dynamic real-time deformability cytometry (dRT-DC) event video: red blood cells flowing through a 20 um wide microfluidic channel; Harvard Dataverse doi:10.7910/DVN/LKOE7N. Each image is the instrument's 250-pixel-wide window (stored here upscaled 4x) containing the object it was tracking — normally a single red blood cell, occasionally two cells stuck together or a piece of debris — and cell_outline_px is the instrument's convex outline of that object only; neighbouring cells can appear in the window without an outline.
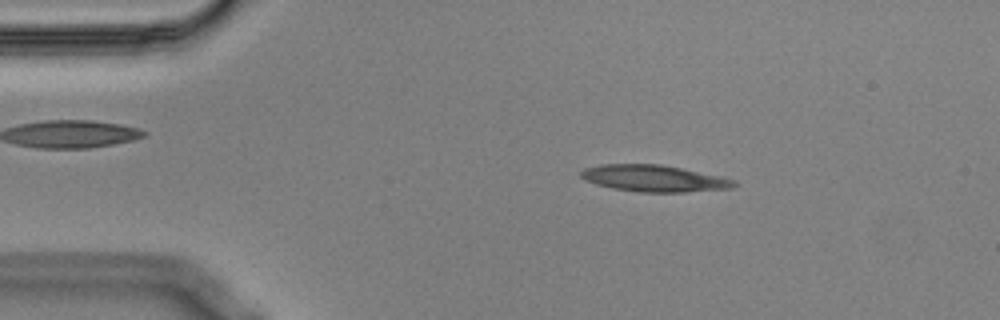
{"species": "Egyptian fruit bat (a non-hibernating species)", "species_latin": "Rousettus aegyptiacus", "temperature_condition": "cold", "stored_images_in_passage": 54, "camera_frame_rate_fps": 3000, "um_per_image_px": 0.085, "animal": {"sex": "male"}, "frame": {"image": 1, "passage_image": 8, "time_ms": 2.333, "image_size_px": [1000, 320], "cell_outline_px": [[740, 184], [732, 188], [684, 192], [640, 192], [612, 188], [596, 184], [584, 180], [580, 176], [580, 172], [584, 168], [600, 164], [660, 164], [724, 176], [736, 180]], "centroid_in_image_um": [55.63, 15.16], "position_along_channel_um": 29.4, "area_um2": 24.04}}
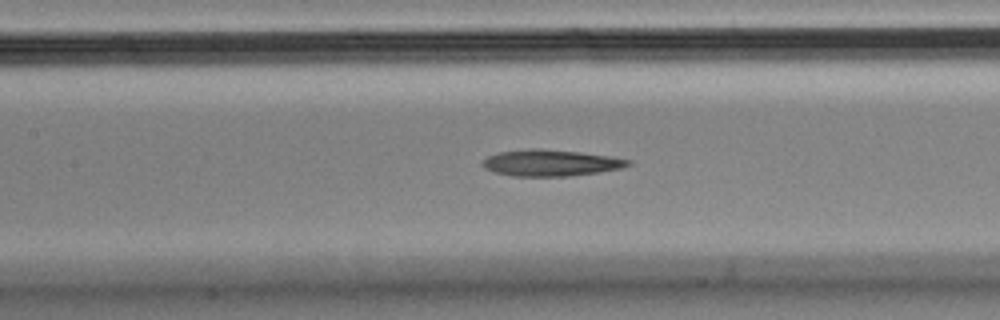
{"frame": {"image": 2, "passage_image": 23, "time_ms": 7.333, "image_size_px": [1000, 320], "cell_outline_px": [[632, 164], [620, 168], [596, 172], [568, 176], [512, 176], [496, 172], [484, 168], [480, 164], [488, 156], [500, 152], [532, 148], [540, 148], [580, 152], [632, 160]], "centroid_in_image_um": [46.78, 13.84], "position_along_channel_um": 160.6, "area_um2": 22.14}}
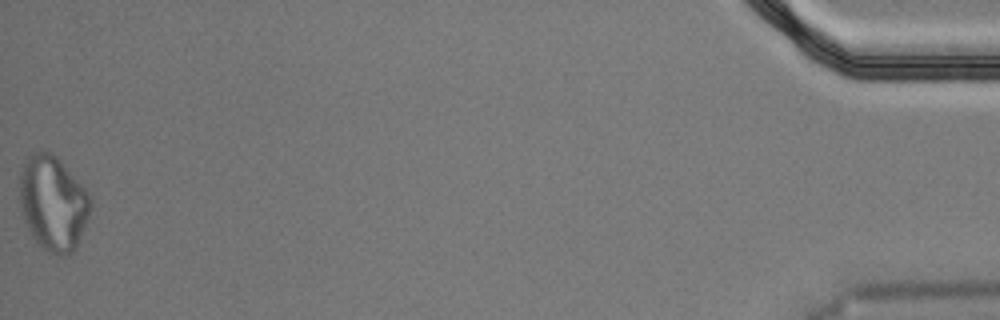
{"frame": {"image": 3, "passage_image": 54, "time_ms": 17.667, "image_size_px": [1000, 320], "cell_outline_px": [[92, 204], [88, 216], [76, 248], [72, 252], [48, 252], [32, 236], [24, 220], [20, 208], [20, 172], [28, 156], [32, 152], [48, 152], [56, 156], [60, 160], [88, 192]], "centroid_in_image_um": [4.49, 17.23], "position_along_channel_um": 430.7, "area_um2": 38.38}, "authors_computed_cell_mechanics": {"area_um2": 23.409, "velocity_mm_per_s": 3.5741, "shape_relaxation_time_tau1_ms": null, "shape_relaxation_time_tau2_ms": 6.8647, "deformation_change_tau1": null, "deformation_change_tau2": 0.1984}}